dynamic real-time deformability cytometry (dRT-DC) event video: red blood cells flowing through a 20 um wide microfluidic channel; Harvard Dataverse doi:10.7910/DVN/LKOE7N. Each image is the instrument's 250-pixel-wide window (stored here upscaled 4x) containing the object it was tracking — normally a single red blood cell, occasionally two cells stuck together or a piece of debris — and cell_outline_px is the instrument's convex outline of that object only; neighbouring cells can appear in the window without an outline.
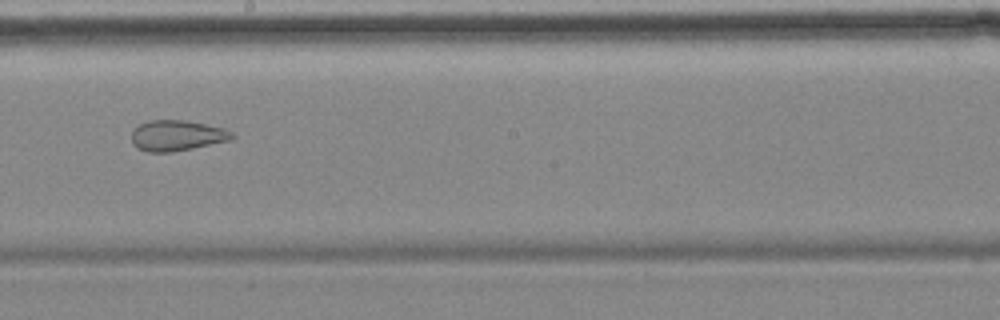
{"species": "common noctule bat (a hibernating species)", "species_latin": "Nyctalus noctula", "temperature_condition": "cold", "stored_images_in_passage": 10, "camera_frame_rate_fps": 3000, "um_per_image_px": 0.085, "animal": {"sex": "female", "body_mass_g": 18.4}, "frame": {"image": 1, "passage_image": 9, "time_ms": 10.667, "image_size_px": [1000, 320], "cell_outline_px": [[236, 136], [232, 140], [172, 152], [148, 152], [136, 148], [132, 144], [132, 132], [140, 124], [148, 120], [184, 120], [224, 128], [232, 132]], "centroid_in_image_um": [15.04, 11.53], "position_along_channel_um": 233.2, "area_um2": 17.98}}